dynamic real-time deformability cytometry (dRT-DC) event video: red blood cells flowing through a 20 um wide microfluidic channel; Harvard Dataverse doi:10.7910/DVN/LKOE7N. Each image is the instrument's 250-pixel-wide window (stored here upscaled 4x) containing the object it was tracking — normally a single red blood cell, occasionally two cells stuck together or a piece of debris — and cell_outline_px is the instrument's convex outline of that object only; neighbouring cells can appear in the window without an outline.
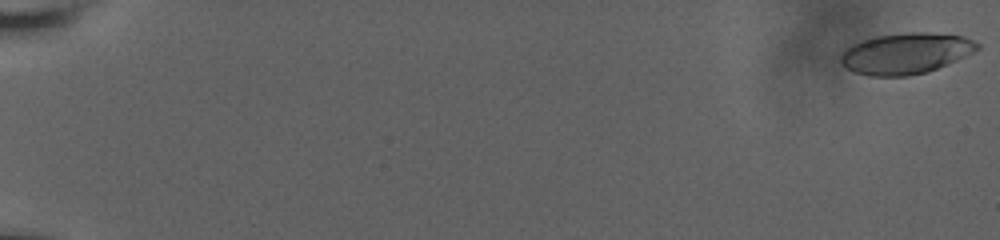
{"species": "human", "species_latin": "Homo sapiens", "temperature_condition": "room temperature", "stored_images_in_passage": 61, "camera_frame_rate_fps": 3000, "um_per_image_px": 0.085, "donor": {"sex": "male"}, "frame": {"image": 1, "passage_image": 1, "time_ms": 0.0, "image_size_px": [1000, 240], "cell_outline_px": [[980, 48], [948, 64], [928, 72], [908, 76], [868, 76], [856, 72], [840, 64], [840, 52], [852, 44], [876, 36], [912, 32], [932, 32], [964, 36], [980, 44]], "centroid_in_image_um": [76.98, 4.54], "position_along_channel_um": 8.0, "area_um2": 32.66}}
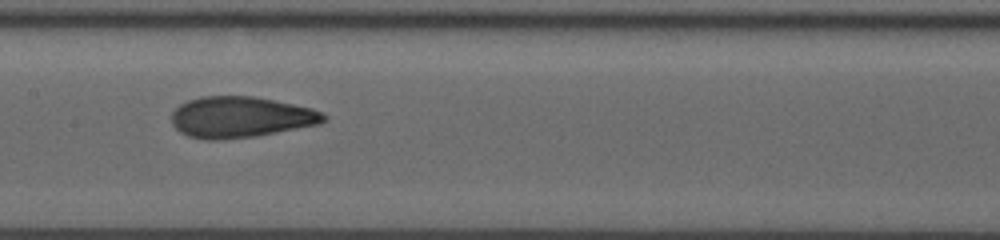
{"frame": {"image": 2, "passage_image": 34, "time_ms": 11.0, "image_size_px": [1000, 240], "cell_outline_px": [[328, 120], [320, 124], [256, 136], [216, 140], [208, 140], [188, 136], [180, 132], [172, 124], [172, 112], [180, 104], [188, 100], [200, 96], [252, 96], [312, 108], [324, 112], [328, 116]], "centroid_in_image_um": [20.47, 9.96], "position_along_channel_um": 186.9, "area_um2": 36.47}}
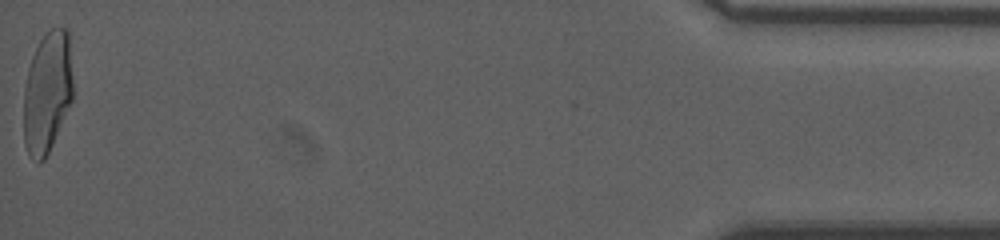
{"frame": {"image": 3, "passage_image": 61, "time_ms": 20.0, "image_size_px": [1000, 240], "cell_outline_px": [[72, 100], [52, 144], [44, 160], [40, 164], [36, 164], [28, 156], [24, 144], [24, 88], [28, 68], [32, 56], [44, 32], [52, 28], [64, 28], [68, 32], [72, 76]], "centroid_in_image_um": [3.99, 7.88], "position_along_channel_um": 431.2, "area_um2": 34.97}, "authors_computed_cell_mechanics": {"area_um2": 35.0846, "velocity_mm_per_s": 3.6629, "shape_relaxation_time_tau1_ms": 8.7959, "shape_relaxation_time_tau2_ms": 1.2564, "deformation_change_tau1": 0.2577, "deformation_change_tau2": 0.0797}}